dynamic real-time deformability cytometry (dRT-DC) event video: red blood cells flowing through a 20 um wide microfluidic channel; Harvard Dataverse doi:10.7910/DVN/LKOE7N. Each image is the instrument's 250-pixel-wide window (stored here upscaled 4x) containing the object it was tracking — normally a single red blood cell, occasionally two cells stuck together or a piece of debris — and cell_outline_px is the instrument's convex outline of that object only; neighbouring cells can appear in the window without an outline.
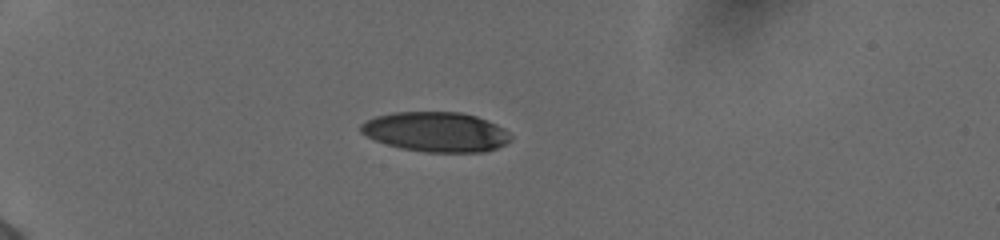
{"species": "human", "species_latin": "Homo sapiens", "temperature_condition": "cold", "stored_images_in_passage": 39, "camera_frame_rate_fps": 3000, "um_per_image_px": 0.085, "donor": {"sex": "female"}, "frame": {"image": 1, "passage_image": 1, "time_ms": 0.0, "image_size_px": [1000, 240], "cell_outline_px": [[512, 140], [496, 148], [484, 152], [424, 152], [400, 148], [376, 140], [360, 132], [360, 124], [376, 116], [392, 112], [460, 112], [476, 116], [496, 124], [504, 128], [512, 136]], "centroid_in_image_um": [37.07, 11.21], "position_along_channel_um": 47.9, "area_um2": 34.74}}
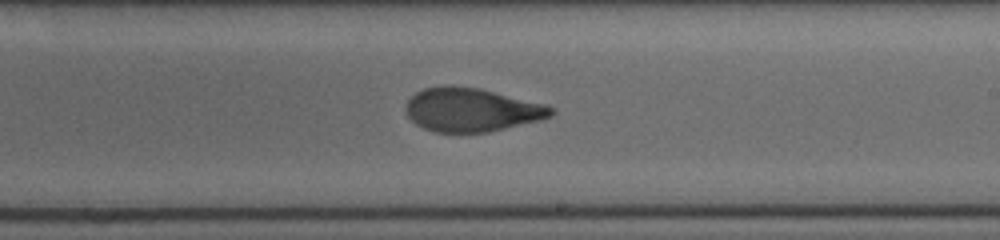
{"frame": {"image": 2, "passage_image": 20, "time_ms": 6.333, "image_size_px": [1000, 240], "cell_outline_px": [[556, 112], [552, 116], [540, 120], [488, 132], [436, 132], [424, 128], [416, 124], [408, 116], [404, 108], [408, 100], [416, 92], [424, 88], [480, 88], [548, 104]], "centroid_in_image_um": [40.14, 9.36], "position_along_channel_um": 248.9, "area_um2": 36.41}}
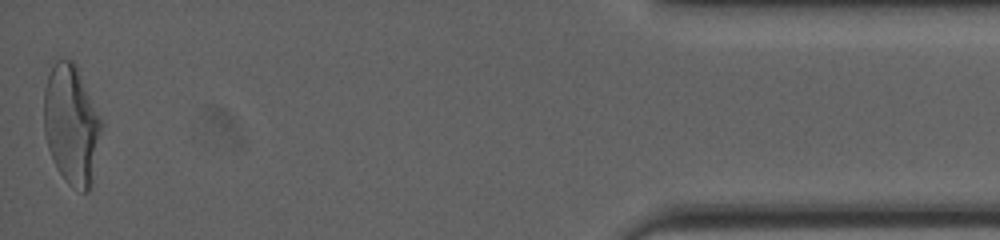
{"frame": {"image": 3, "passage_image": 39, "time_ms": 12.667, "image_size_px": [1000, 240], "cell_outline_px": [[104, 124], [92, 180], [88, 192], [80, 192], [72, 188], [64, 180], [56, 168], [48, 148], [44, 132], [44, 88], [52, 56], [72, 60], [76, 64]], "centroid_in_image_um": [6.06, 10.55], "position_along_channel_um": 429.1, "area_um2": 41.15}, "authors_computed_cell_mechanics": {"area_um2": 37.6278, "velocity_mm_per_s": 3.8974, "shape_relaxation_time_tau1_ms": 7.3988, "shape_relaxation_time_tau2_ms": 1.4452, "deformation_change_tau1": 0.2547, "deformation_change_tau2": 0.081}}